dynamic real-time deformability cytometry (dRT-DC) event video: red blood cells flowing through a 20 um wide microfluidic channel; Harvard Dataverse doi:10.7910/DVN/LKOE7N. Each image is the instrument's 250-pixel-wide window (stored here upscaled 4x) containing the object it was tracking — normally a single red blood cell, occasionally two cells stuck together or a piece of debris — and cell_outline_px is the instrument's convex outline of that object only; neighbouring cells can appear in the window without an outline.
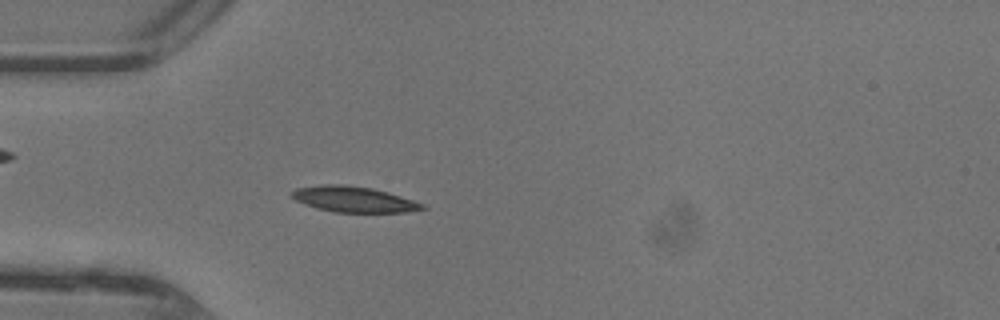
{"species": "common noctule bat (a hibernating species)", "species_latin": "Nyctalus noctula", "temperature_condition": "warm", "stored_images_in_passage": 48, "camera_frame_rate_fps": 3000, "um_per_image_px": 0.085, "animal": {"sex": "female"}, "frame": {"image": 1, "passage_image": 15, "time_ms": 4.667, "image_size_px": [1000, 320], "cell_outline_px": [[428, 208], [404, 212], [336, 212], [316, 208], [304, 204], [288, 196], [288, 192], [296, 188], [320, 184], [344, 184], [372, 188], [388, 192], [424, 204]], "centroid_in_image_um": [29.99, 16.93], "position_along_channel_um": 55.0, "area_um2": 19.71}}
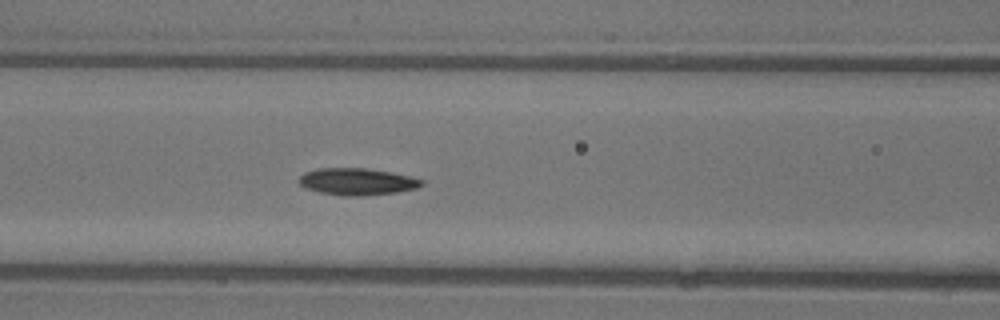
{"frame": {"image": 2, "passage_image": 21, "time_ms": 6.667, "image_size_px": [1000, 320], "cell_outline_px": [[424, 184], [416, 188], [396, 192], [360, 196], [344, 196], [320, 192], [308, 188], [300, 184], [296, 180], [304, 172], [316, 168], [364, 168], [388, 172], [408, 176], [424, 180]], "centroid_in_image_um": [30.31, 15.43], "position_along_channel_um": 136.3, "area_um2": 19.07}}
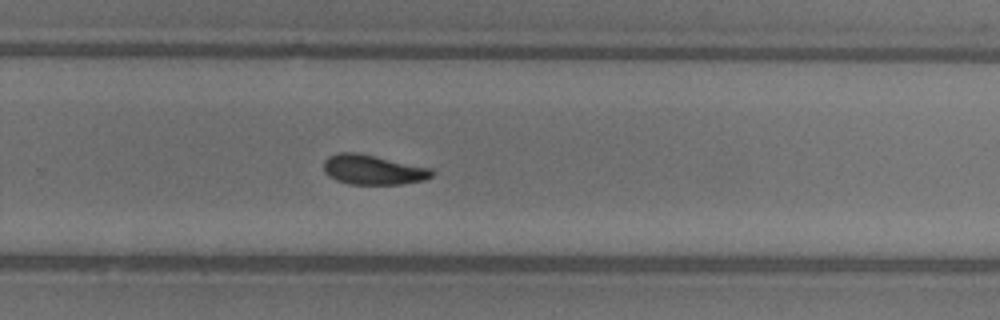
{"frame": {"image": 3, "passage_image": 32, "time_ms": 10.333, "image_size_px": [1000, 320], "cell_outline_px": [[436, 172], [432, 176], [424, 180], [400, 184], [352, 184], [336, 180], [328, 176], [324, 172], [324, 160], [328, 156], [336, 152], [356, 152], [432, 168]], "centroid_in_image_um": [31.7, 14.42], "position_along_channel_um": 298.1, "area_um2": 18.84}, "authors_computed_cell_mechanics": {"area_um2": 18.6116, "velocity_mm_per_s": 4.4293, "shape_relaxation_time_tau1_ms": 4.4095, "shape_relaxation_time_tau2_ms": 5.597, "deformation_change_tau1": 0.1398, "deformation_change_tau2": 0.1108}}